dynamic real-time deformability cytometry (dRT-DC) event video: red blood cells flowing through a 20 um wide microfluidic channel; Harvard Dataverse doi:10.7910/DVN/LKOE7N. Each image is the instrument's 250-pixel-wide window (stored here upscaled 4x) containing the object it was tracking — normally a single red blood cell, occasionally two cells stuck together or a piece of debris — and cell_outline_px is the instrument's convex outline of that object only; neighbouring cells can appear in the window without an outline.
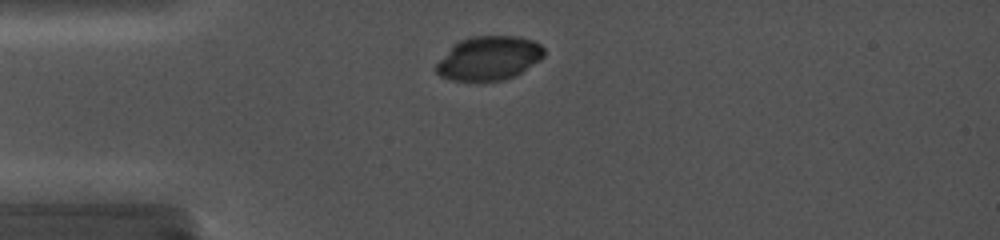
{"species": "common noctule bat (a hibernating species)", "species_latin": "Nyctalus noctula", "temperature_condition": "cold", "stored_images_in_passage": 26, "camera_frame_rate_fps": 5000, "um_per_image_px": 0.085, "animal": {"sex": "female", "body_mass_g": 19.0, "forearm_length_mm": 56.7}, "frame": {"image": 1, "passage_image": 4, "time_ms": 1.6, "image_size_px": [1000, 240], "cell_outline_px": [[544, 56], [540, 60], [520, 72], [504, 80], [452, 80], [440, 76], [436, 72], [436, 64], [460, 40], [476, 36], [516, 36], [532, 40], [540, 44], [544, 48]], "centroid_in_image_um": [41.59, 4.94], "position_along_channel_um": 43.4, "area_um2": 26.99}}
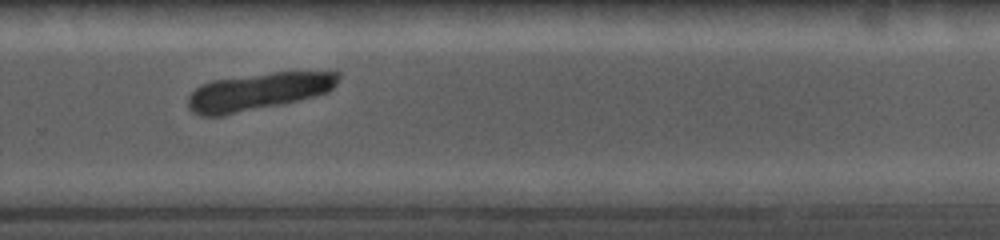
{"frame": {"image": 2, "passage_image": 20, "time_ms": 9.2, "image_size_px": [1000, 240], "cell_outline_px": [[340, 76], [336, 84], [328, 92], [284, 104], [220, 116], [200, 116], [192, 112], [188, 108], [188, 96], [200, 84], [212, 80], [272, 72], [340, 72]], "centroid_in_image_um": [21.92, 7.79], "position_along_channel_um": 307.9, "area_um2": 32.71}}
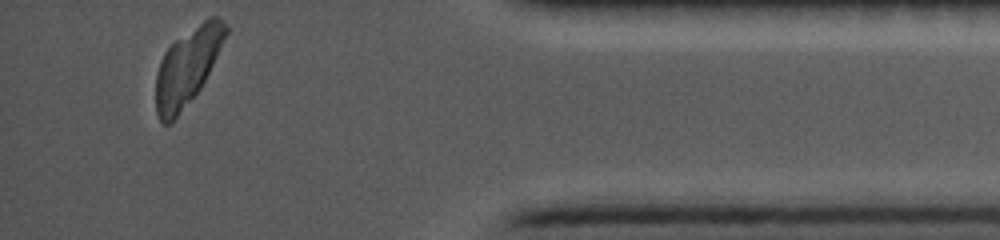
{"frame": {"image": 3, "passage_image": 26, "time_ms": 12.8, "image_size_px": [1000, 240], "cell_outline_px": [[228, 32], [200, 88], [176, 116], [168, 124], [164, 124], [160, 120], [156, 112], [156, 72], [160, 60], [164, 52], [176, 40], [208, 16], [216, 16], [228, 24]], "centroid_in_image_um": [15.91, 5.63], "position_along_channel_um": 419.3, "area_um2": 30.58}}